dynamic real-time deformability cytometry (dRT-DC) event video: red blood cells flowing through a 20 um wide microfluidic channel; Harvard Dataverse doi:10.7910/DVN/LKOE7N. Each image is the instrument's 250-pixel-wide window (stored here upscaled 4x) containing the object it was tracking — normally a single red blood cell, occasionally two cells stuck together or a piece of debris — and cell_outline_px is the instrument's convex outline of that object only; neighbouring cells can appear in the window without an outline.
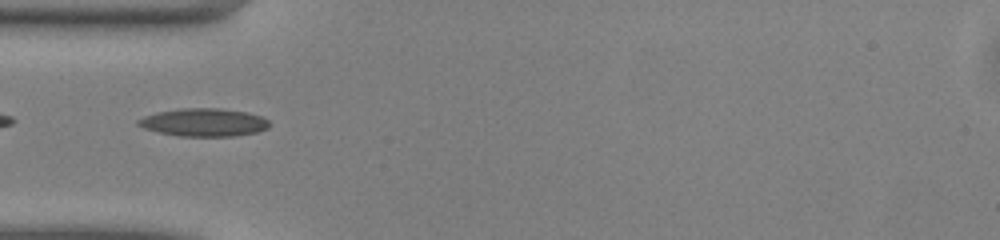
{"species": "common noctule bat (a hibernating species)", "species_latin": "Nyctalus noctula", "temperature_condition": "warm", "stored_images_in_passage": 35, "camera_frame_rate_fps": 3000, "um_per_image_px": 0.085, "animal": {"sex": "male", "body_mass_g": 13.0, "forearm_length_mm": 53.1}, "frame": {"image": 1, "passage_image": 1, "time_ms": 0.0, "image_size_px": [1000, 240], "cell_outline_px": [[272, 124], [268, 128], [256, 132], [232, 136], [180, 136], [160, 132], [144, 128], [136, 124], [136, 120], [144, 116], [156, 112], [180, 108], [220, 108], [248, 112], [260, 116], [268, 120]], "centroid_in_image_um": [17.33, 10.39], "position_along_channel_um": 67.7, "area_um2": 21.44}}
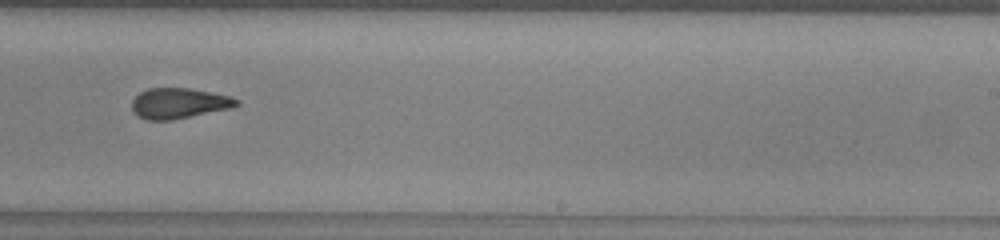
{"frame": {"image": 2, "passage_image": 16, "time_ms": 5.0, "image_size_px": [1000, 240], "cell_outline_px": [[240, 104], [232, 108], [172, 120], [148, 120], [136, 116], [132, 112], [132, 100], [140, 92], [148, 88], [188, 88], [212, 92], [228, 96], [240, 100]], "centroid_in_image_um": [15.2, 8.78], "position_along_channel_um": 273.8, "area_um2": 18.73}, "authors_computed_cell_mechanics": {"area_um2": 19.0162, "velocity_mm_per_s": 4.1178, "shape_relaxation_time_tau1_ms": 6.1141, "shape_relaxation_time_tau2_ms": 2.5269, "deformation_change_tau1": 0.1952, "deformation_change_tau2": 0.1137}}